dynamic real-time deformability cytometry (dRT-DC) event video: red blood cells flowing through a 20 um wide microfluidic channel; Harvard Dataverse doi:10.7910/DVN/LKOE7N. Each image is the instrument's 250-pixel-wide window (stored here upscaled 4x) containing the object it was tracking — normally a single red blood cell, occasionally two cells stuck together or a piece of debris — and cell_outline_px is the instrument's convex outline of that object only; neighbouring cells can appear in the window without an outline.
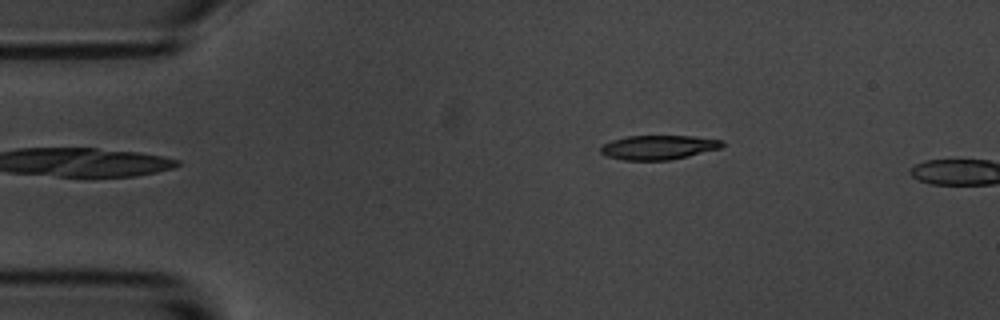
{"species": "common noctule bat (a hibernating species)", "species_latin": "Nyctalus noctula", "temperature_condition": "room temperature", "stored_images_in_passage": 2, "camera_frame_rate_fps": 3000, "um_per_image_px": 0.085, "animal": {"sex": "male", "body_mass_g": 20.1, "forearm_length_mm": 53.5}, "frame": {"image": 1, "passage_image": 1, "time_ms": 0.0, "image_size_px": [1000, 320], "cell_outline_px": [[724, 144], [720, 148], [688, 156], [668, 160], [624, 160], [608, 156], [600, 152], [600, 148], [604, 144], [612, 140], [628, 136], [692, 136], [724, 140]], "centroid_in_image_um": [55.98, 12.52], "position_along_channel_um": 29.0, "area_um2": 17.05}}